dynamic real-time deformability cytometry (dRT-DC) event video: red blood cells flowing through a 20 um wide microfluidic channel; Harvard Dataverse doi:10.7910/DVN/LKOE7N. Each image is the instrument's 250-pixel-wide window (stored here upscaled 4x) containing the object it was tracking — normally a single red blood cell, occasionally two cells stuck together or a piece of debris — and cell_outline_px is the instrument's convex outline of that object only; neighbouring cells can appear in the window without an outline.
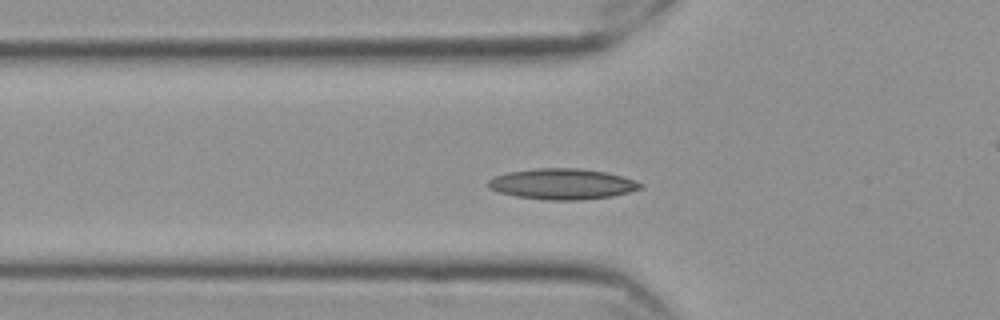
{"species": "Egyptian fruit bat (a non-hibernating species)", "species_latin": "Rousettus aegyptiacus", "temperature_condition": "cold", "stored_images_in_passage": 41, "camera_frame_rate_fps": 3000, "um_per_image_px": 0.085, "frame": {"image": 1, "passage_image": 2, "time_ms": 0.333, "image_size_px": [1000, 320], "cell_outline_px": [[644, 188], [612, 196], [580, 200], [544, 200], [516, 196], [500, 192], [488, 188], [488, 180], [496, 176], [508, 172], [536, 168], [580, 168], [604, 172], [620, 176], [644, 184]], "centroid_in_image_um": [47.79, 15.64], "position_along_channel_um": 78.0, "area_um2": 27.17}}
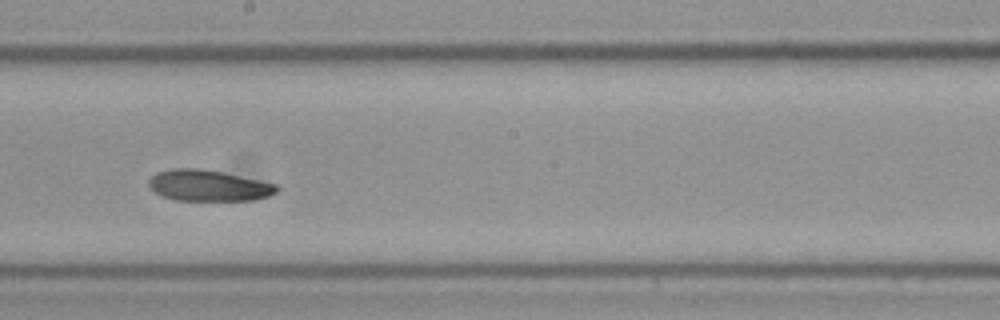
{"frame": {"image": 2, "passage_image": 15, "time_ms": 4.667, "image_size_px": [1000, 320], "cell_outline_px": [[280, 188], [276, 192], [268, 196], [252, 200], [176, 200], [164, 196], [156, 192], [148, 184], [148, 180], [156, 172], [172, 168], [200, 168], [224, 172], [276, 184]], "centroid_in_image_um": [17.72, 15.76], "position_along_channel_um": 230.5, "area_um2": 23.12}}
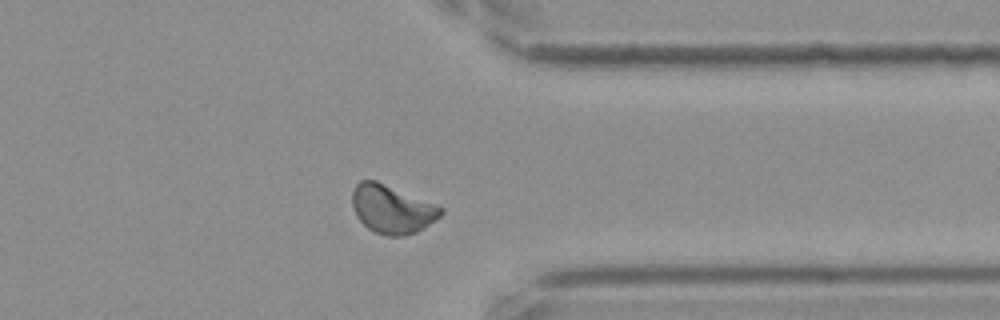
{"frame": {"image": 3, "passage_image": 28, "time_ms": 9.0, "image_size_px": [1000, 320], "cell_outline_px": [[444, 212], [436, 220], [416, 232], [404, 236], [388, 236], [376, 232], [368, 228], [356, 216], [352, 204], [352, 192], [356, 184], [360, 180], [376, 180], [444, 208]], "centroid_in_image_um": [33.31, 17.78], "position_along_channel_um": 378.1, "area_um2": 24.8}, "authors_computed_cell_mechanics": {"area_um2": 24.0448, "velocity_mm_per_s": 3.5106, "shape_relaxation_time_tau1_ms": 9.1303, "shape_relaxation_time_tau2_ms": 9.71, "deformation_change_tau1": 0.1249, "deformation_change_tau2": 0.1581}}